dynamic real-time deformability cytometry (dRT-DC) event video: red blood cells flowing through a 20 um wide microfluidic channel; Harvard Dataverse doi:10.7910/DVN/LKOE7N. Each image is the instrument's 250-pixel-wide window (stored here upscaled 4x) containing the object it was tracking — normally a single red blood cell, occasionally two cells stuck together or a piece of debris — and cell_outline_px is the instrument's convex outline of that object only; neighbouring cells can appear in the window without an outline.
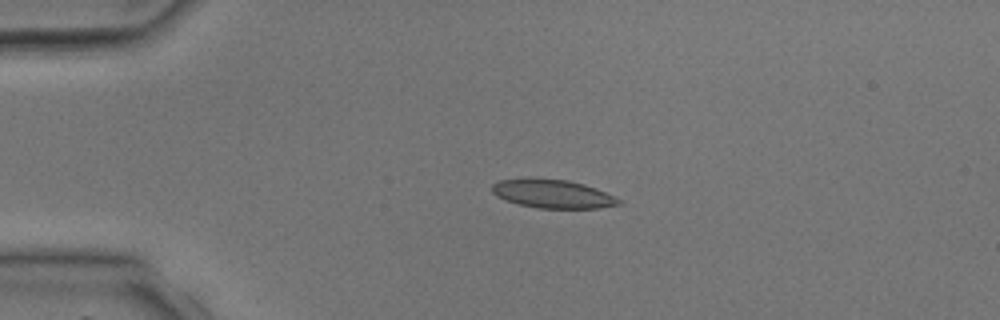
{"species": "common noctule bat (a hibernating species)", "species_latin": "Nyctalus noctula", "temperature_condition": "room temperature", "stored_images_in_passage": 2, "camera_frame_rate_fps": 3000, "um_per_image_px": 0.085, "animal": {"sex": "male", "body_mass_g": 17.9, "forearm_length_mm": 54.2}, "frame": {"image": 1, "passage_image": 1, "time_ms": 0.0, "image_size_px": [1000, 320], "cell_outline_px": [[620, 204], [600, 208], [536, 208], [504, 200], [496, 196], [492, 192], [492, 184], [500, 180], [528, 176], [532, 176], [568, 180], [584, 184], [596, 188], [620, 200]], "centroid_in_image_um": [46.9, 16.44], "position_along_channel_um": 38.1, "area_um2": 21.44}}